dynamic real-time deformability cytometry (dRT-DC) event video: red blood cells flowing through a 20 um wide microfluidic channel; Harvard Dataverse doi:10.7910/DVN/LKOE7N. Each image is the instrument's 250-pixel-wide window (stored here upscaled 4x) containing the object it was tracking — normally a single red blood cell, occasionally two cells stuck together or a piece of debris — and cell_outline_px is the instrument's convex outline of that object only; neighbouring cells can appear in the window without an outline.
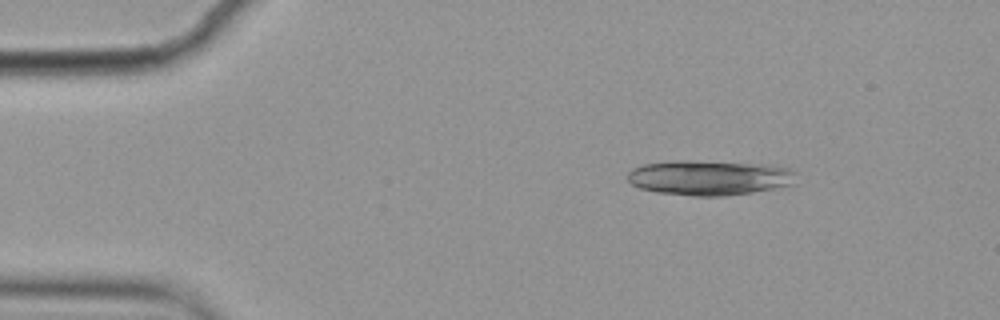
{"species": "common noctule bat (a hibernating species)", "species_latin": "Nyctalus noctula", "temperature_condition": "cold", "stored_images_in_passage": 3, "camera_frame_rate_fps": 3000, "um_per_image_px": 0.085, "animal": {"sex": "female", "body_mass_g": 19.9}, "frame": {"image": 1, "passage_image": 1, "time_ms": 0.0, "image_size_px": [1000, 320], "cell_outline_px": [[796, 172], [792, 184], [752, 192], [724, 196], [692, 196], [656, 192], [640, 188], [632, 184], [628, 180], [628, 172], [632, 168], [644, 164], [676, 160], [692, 160], [768, 164], [792, 168]], "centroid_in_image_um": [60.28, 15.09], "position_along_channel_um": 24.7, "area_um2": 34.56}}